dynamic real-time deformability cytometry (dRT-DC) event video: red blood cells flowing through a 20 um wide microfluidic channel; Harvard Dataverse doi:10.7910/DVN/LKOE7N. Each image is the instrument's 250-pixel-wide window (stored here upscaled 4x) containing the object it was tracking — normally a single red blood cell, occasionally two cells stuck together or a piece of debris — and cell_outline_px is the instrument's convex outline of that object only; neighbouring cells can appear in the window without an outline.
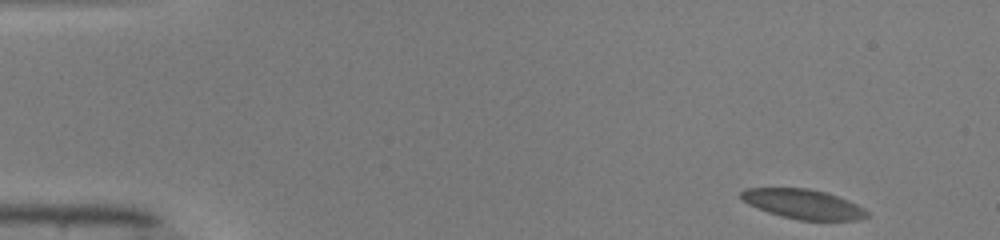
{"species": "common noctule bat (a hibernating species)", "species_latin": "Nyctalus noctula", "temperature_condition": "warm", "stored_images_in_passage": 49, "camera_frame_rate_fps": 3000, "um_per_image_px": 0.085, "animal": {"sex": "male", "body_mass_g": 19.0, "forearm_length_mm": 50.8}, "frame": {"image": 1, "passage_image": 1, "time_ms": 0.0, "image_size_px": [1000, 240], "cell_outline_px": [[868, 216], [860, 220], [800, 220], [780, 216], [768, 212], [748, 204], [740, 196], [740, 192], [744, 188], [808, 188], [824, 192], [848, 200], [864, 208], [868, 212]], "centroid_in_image_um": [68.27, 17.35], "position_along_channel_um": 16.7, "area_um2": 21.62}}
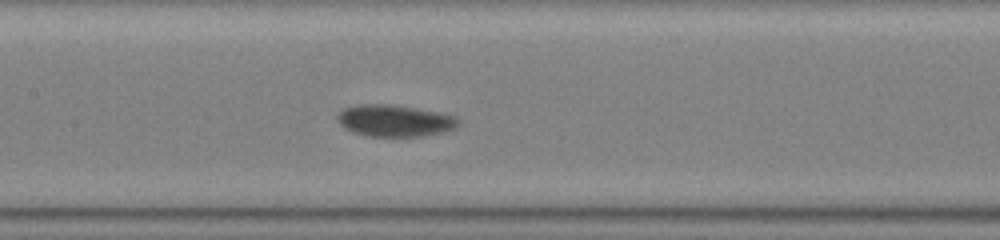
{"frame": {"image": 2, "passage_image": 22, "time_ms": 7.0, "image_size_px": [1000, 240], "cell_outline_px": [[460, 124], [444, 132], [424, 136], [368, 136], [352, 132], [344, 128], [340, 124], [336, 116], [344, 108], [368, 104], [388, 104], [412, 108], [452, 116], [460, 120]], "centroid_in_image_um": [33.5, 10.28], "position_along_channel_um": 173.9, "area_um2": 21.85}}
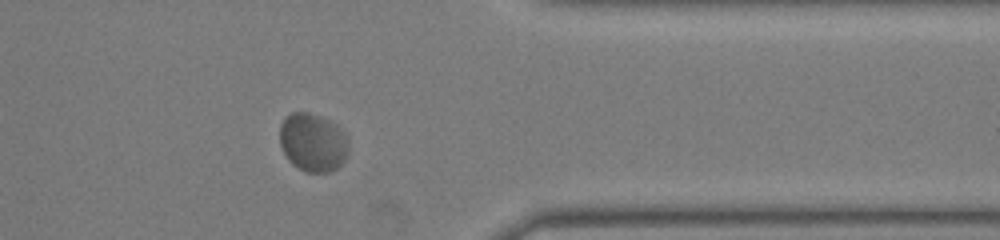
{"frame": {"image": 3, "passage_image": 39, "time_ms": 12.667, "image_size_px": [1000, 240], "cell_outline_px": [[348, 152], [344, 160], [332, 172], [304, 172], [296, 168], [288, 160], [280, 144], [280, 124], [284, 116], [292, 112], [308, 112], [320, 116], [336, 124], [344, 132], [348, 144]], "centroid_in_image_um": [26.57, 12.1], "position_along_channel_um": 384.8, "area_um2": 23.64}, "authors_computed_cell_mechanics": {"area_um2": 22.4264, "velocity_mm_per_s": 3.8984, "shape_relaxation_time_tau1_ms": 5.6971, "shape_relaxation_time_tau2_ms": null, "deformation_change_tau1": 0.1739, "deformation_change_tau2": null}}